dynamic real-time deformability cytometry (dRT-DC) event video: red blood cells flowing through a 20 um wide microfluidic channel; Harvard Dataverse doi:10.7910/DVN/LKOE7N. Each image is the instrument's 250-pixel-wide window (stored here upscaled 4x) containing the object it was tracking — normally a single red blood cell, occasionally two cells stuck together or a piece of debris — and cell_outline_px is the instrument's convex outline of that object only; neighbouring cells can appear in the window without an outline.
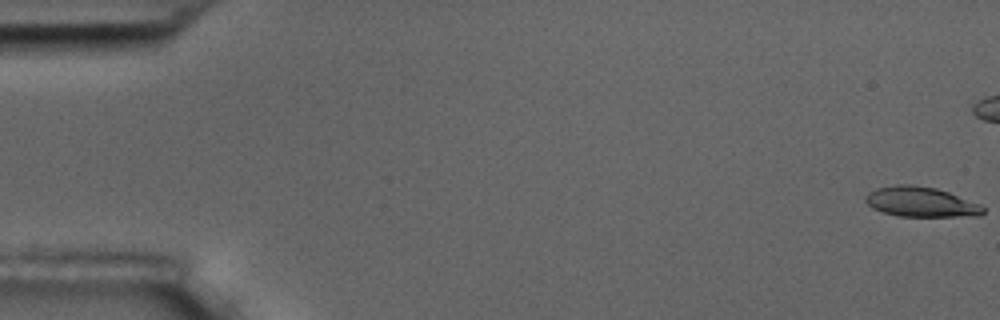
{"species": "common noctule bat (a hibernating species)", "species_latin": "Nyctalus noctula", "temperature_condition": "room temperature", "stored_images_in_passage": 46, "camera_frame_rate_fps": 3000, "um_per_image_px": 0.085, "animal": {"sex": "male", "body_mass_g": 17.5, "forearm_length_mm": 52.3}, "frame": {"image": 1, "passage_image": 1, "time_ms": 0.0, "image_size_px": [1000, 320], "cell_outline_px": [[984, 212], [980, 216], [896, 216], [872, 208], [864, 200], [864, 196], [868, 192], [876, 188], [896, 184], [912, 184], [936, 188], [948, 192], [980, 204], [984, 208]], "centroid_in_image_um": [78.24, 17.16], "position_along_channel_um": 6.8, "area_um2": 20.63}}
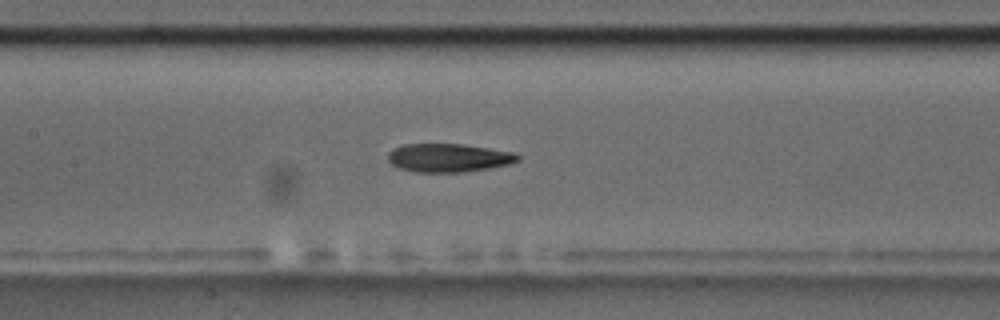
{"frame": {"image": 2, "passage_image": 27, "time_ms": 8.667, "image_size_px": [1000, 320], "cell_outline_px": [[520, 160], [508, 164], [488, 168], [460, 172], [412, 172], [400, 168], [392, 164], [388, 160], [388, 152], [392, 148], [404, 144], [464, 144], [512, 152], [520, 156]], "centroid_in_image_um": [38.09, 13.41], "position_along_channel_um": 169.3, "area_um2": 21.44}}
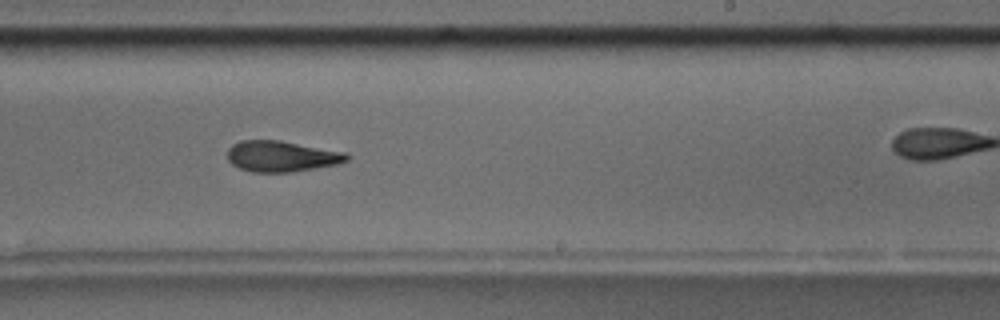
{"frame": {"image": 3, "passage_image": 35, "time_ms": 11.333, "image_size_px": [1000, 320], "cell_outline_px": [[352, 156], [348, 160], [336, 164], [292, 172], [252, 172], [240, 168], [232, 164], [228, 160], [228, 148], [232, 144], [240, 140], [280, 140], [348, 152]], "centroid_in_image_um": [23.96, 13.27], "position_along_channel_um": 265.0, "area_um2": 21.68}}